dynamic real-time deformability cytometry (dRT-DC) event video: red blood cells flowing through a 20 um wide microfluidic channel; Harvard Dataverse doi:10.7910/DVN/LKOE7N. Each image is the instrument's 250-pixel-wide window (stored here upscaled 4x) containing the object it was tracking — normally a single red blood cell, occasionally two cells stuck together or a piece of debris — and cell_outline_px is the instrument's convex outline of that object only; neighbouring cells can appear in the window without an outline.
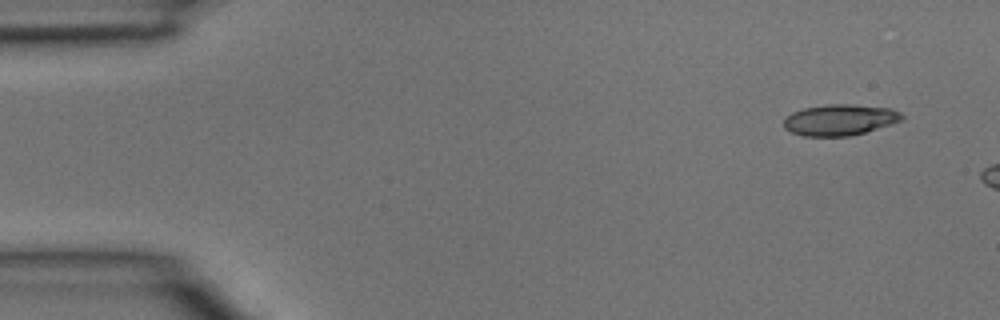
{"species": "common noctule bat (a hibernating species)", "species_latin": "Nyctalus noctula", "temperature_condition": "room temperature", "stored_images_in_passage": 2, "camera_frame_rate_fps": 3000, "um_per_image_px": 0.085, "animal": {"sex": "male", "body_mass_g": 15.6}, "frame": {"image": 1, "passage_image": 1, "time_ms": 0.0, "image_size_px": [1000, 320], "cell_outline_px": [[904, 120], [864, 132], [848, 136], [804, 136], [792, 132], [784, 128], [784, 116], [792, 112], [804, 108], [828, 104], [848, 104], [892, 108], [900, 112], [904, 116]], "centroid_in_image_um": [71.38, 10.18], "position_along_channel_um": 13.6, "area_um2": 21.39}}